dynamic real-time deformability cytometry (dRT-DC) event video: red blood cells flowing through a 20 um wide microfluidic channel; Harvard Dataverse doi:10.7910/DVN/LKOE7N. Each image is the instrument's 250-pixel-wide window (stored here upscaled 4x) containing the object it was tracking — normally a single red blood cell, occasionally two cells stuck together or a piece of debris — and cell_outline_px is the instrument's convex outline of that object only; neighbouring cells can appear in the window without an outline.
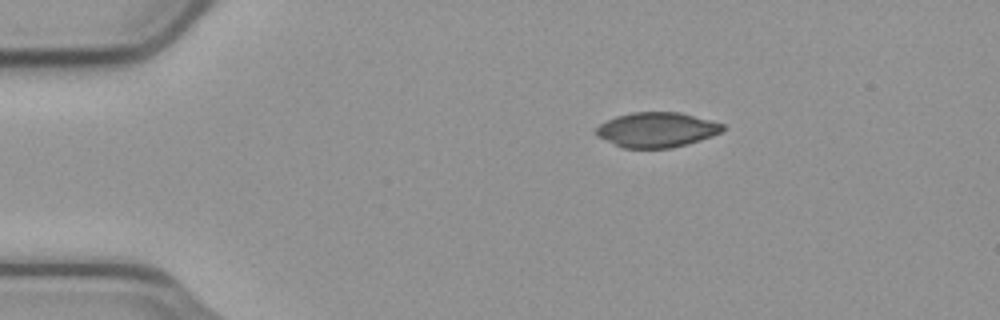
{"species": "common noctule bat (a hibernating species)", "species_latin": "Nyctalus noctula", "temperature_condition": "cold", "stored_images_in_passage": 46, "camera_frame_rate_fps": 3000, "um_per_image_px": 0.085, "animal": {"sex": "male", "body_mass_g": 23.1, "forearm_length_mm": 52.7}, "frame": {"image": 1, "passage_image": 1, "time_ms": 0.0, "image_size_px": [1000, 320], "cell_outline_px": [[724, 128], [720, 132], [712, 136], [688, 144], [672, 148], [624, 148], [596, 136], [596, 128], [600, 124], [616, 116], [632, 112], [680, 112], [724, 124]], "centroid_in_image_um": [55.82, 11.03], "position_along_channel_um": 29.2, "area_um2": 25.66}}
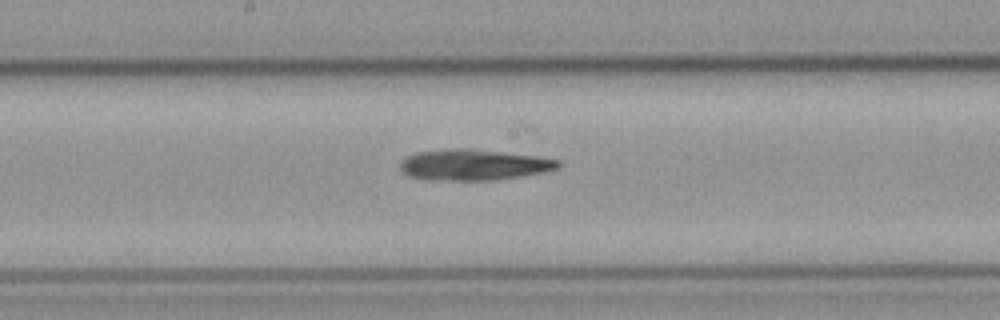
{"frame": {"image": 2, "passage_image": 20, "time_ms": 6.333, "image_size_px": [1000, 320], "cell_outline_px": [[560, 164], [556, 168], [544, 172], [520, 176], [492, 180], [452, 180], [408, 176], [400, 168], [400, 160], [416, 152], [444, 148], [468, 148], [536, 156], [560, 160]], "centroid_in_image_um": [40.25, 13.98], "position_along_channel_um": 208.0, "area_um2": 28.15}}
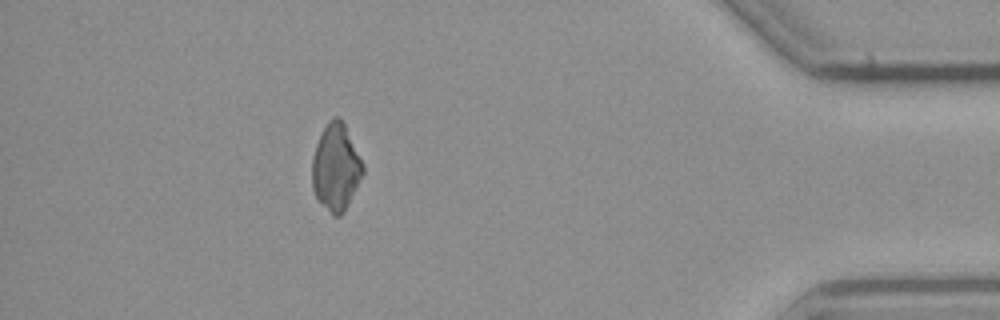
{"frame": {"image": 3, "passage_image": 40, "time_ms": 13.0, "image_size_px": [1000, 320], "cell_outline_px": [[364, 172], [344, 212], [340, 216], [332, 216], [316, 196], [312, 188], [312, 156], [316, 144], [328, 120], [332, 116], [340, 116], [364, 164]], "centroid_in_image_um": [28.54, 14.21], "position_along_channel_um": 406.7, "area_um2": 25.61}}